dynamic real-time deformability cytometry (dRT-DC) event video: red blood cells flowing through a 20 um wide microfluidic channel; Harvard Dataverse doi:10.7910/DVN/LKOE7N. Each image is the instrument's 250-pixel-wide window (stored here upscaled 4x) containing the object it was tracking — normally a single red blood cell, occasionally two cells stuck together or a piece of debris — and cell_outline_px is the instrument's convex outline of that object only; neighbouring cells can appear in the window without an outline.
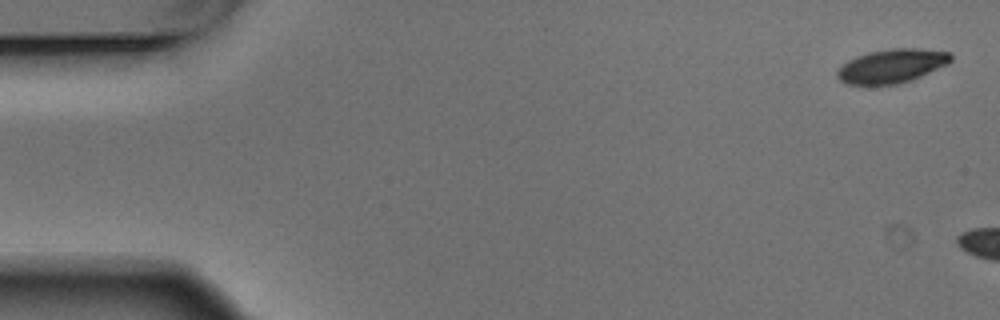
{"species": "Egyptian fruit bat (a non-hibernating species)", "species_latin": "Rousettus aegyptiacus", "temperature_condition": "warm", "stored_images_in_passage": 4, "camera_frame_rate_fps": 3000, "um_per_image_px": 0.085, "animal": {"sex": "male"}, "frame": {"image": 1, "passage_image": 1, "time_ms": 0.0, "image_size_px": [1000, 320], "cell_outline_px": [[952, 60], [948, 64], [912, 80], [896, 84], [844, 84], [836, 76], [836, 72], [848, 60], [856, 56], [868, 52], [892, 48], [916, 48], [952, 52]], "centroid_in_image_um": [75.82, 5.6], "position_along_channel_um": 9.2, "area_um2": 22.43}}